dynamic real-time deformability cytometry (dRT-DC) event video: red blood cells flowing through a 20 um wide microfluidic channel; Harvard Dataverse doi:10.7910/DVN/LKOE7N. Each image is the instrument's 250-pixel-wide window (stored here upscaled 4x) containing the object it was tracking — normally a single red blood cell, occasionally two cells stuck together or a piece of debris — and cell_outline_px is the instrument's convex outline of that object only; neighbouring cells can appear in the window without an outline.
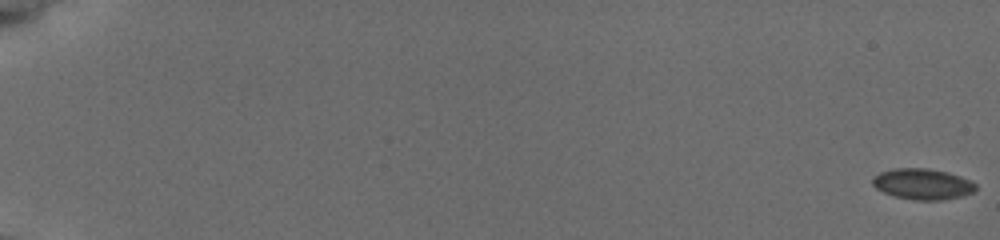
{"species": "common noctule bat (a hibernating species)", "species_latin": "Nyctalus noctula", "temperature_condition": "cold", "stored_images_in_passage": 58, "camera_frame_rate_fps": 3000, "um_per_image_px": 0.085, "animal": {"sex": "female", "body_mass_g": 19.5, "forearm_length_mm": 54.1}, "frame": {"image": 1, "passage_image": 1, "time_ms": 0.0, "image_size_px": [1000, 240], "cell_outline_px": [[976, 188], [972, 192], [960, 196], [944, 200], [912, 200], [896, 196], [884, 192], [876, 188], [872, 184], [872, 176], [880, 172], [896, 168], [928, 168], [960, 176], [976, 184]], "centroid_in_image_um": [78.38, 15.64], "position_along_channel_um": 6.6, "area_um2": 18.38}}
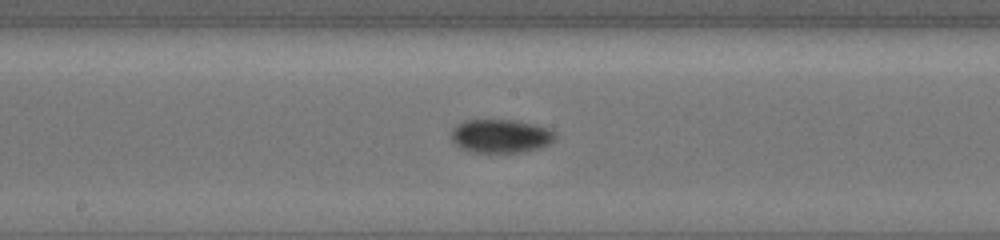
{"frame": {"image": 2, "passage_image": 34, "time_ms": 11.0, "image_size_px": [1000, 240], "cell_outline_px": [[556, 136], [548, 144], [540, 148], [520, 152], [472, 152], [460, 148], [452, 140], [452, 128], [456, 124], [464, 120], [516, 120], [536, 124], [548, 128], [556, 132]], "centroid_in_image_um": [42.56, 11.55], "position_along_channel_um": 205.6, "area_um2": 20.4}}
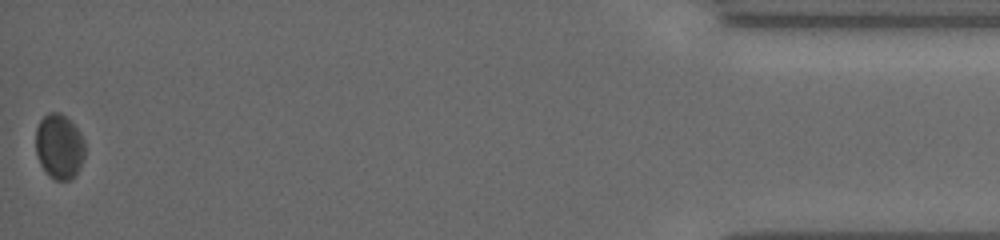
{"frame": {"image": 3, "passage_image": 58, "time_ms": 19.0, "image_size_px": [1000, 240], "cell_outline_px": [[84, 160], [76, 176], [68, 180], [56, 180], [48, 176], [40, 164], [36, 152], [36, 128], [40, 120], [48, 112], [60, 112], [80, 132], [84, 140]], "centroid_in_image_um": [5.04, 12.48], "position_along_channel_um": 430.2, "area_um2": 18.73}}